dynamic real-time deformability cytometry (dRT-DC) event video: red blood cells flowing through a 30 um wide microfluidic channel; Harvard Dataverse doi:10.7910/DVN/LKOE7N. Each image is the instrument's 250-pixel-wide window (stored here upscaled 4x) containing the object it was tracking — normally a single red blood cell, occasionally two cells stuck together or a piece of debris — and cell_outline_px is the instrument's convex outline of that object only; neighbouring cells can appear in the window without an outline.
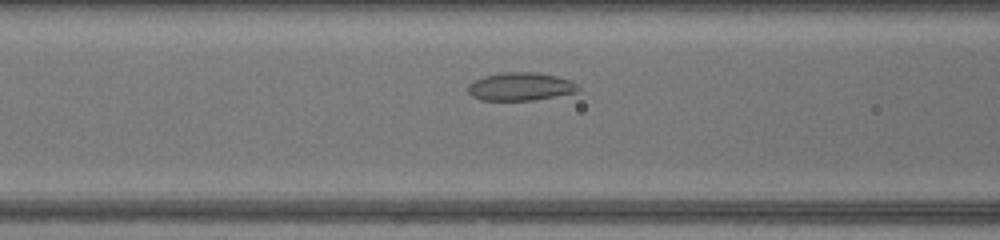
{"species": "common noctule bat (a hibernating species)", "species_latin": "Nyctalus noctula", "temperature_condition": "warm", "stored_images_in_passage": 26, "camera_frame_rate_fps": 3000, "um_per_image_px": 0.085, "animal": {"sex": "female", "body_mass_g": 17.0, "forearm_length_mm": 48.0}, "frame": {"image": 1, "passage_image": 6, "time_ms": 1.667, "image_size_px": [1000, 240], "cell_outline_px": [[580, 88], [576, 92], [532, 100], [480, 100], [472, 96], [468, 92], [468, 84], [484, 76], [504, 72], [536, 72], [556, 76], [572, 80]], "centroid_in_image_um": [44.23, 7.35], "position_along_channel_um": 122.4, "area_um2": 17.92}}
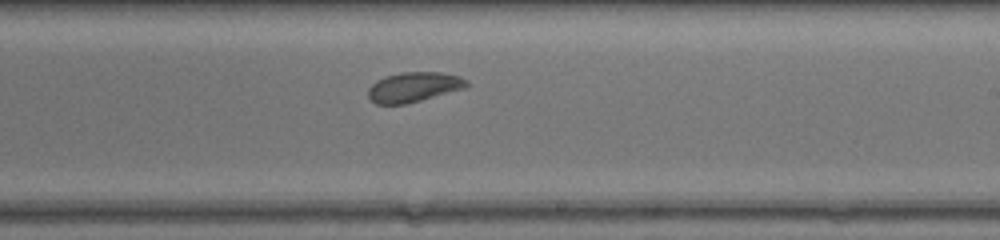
{"frame": {"image": 2, "passage_image": 15, "time_ms": 4.667, "image_size_px": [1000, 240], "cell_outline_px": [[468, 84], [464, 88], [420, 100], [404, 104], [376, 104], [368, 96], [368, 88], [376, 80], [384, 76], [400, 72], [440, 72], [460, 76], [468, 80]], "centroid_in_image_um": [35.14, 7.38], "position_along_channel_um": 253.9, "area_um2": 17.05}}
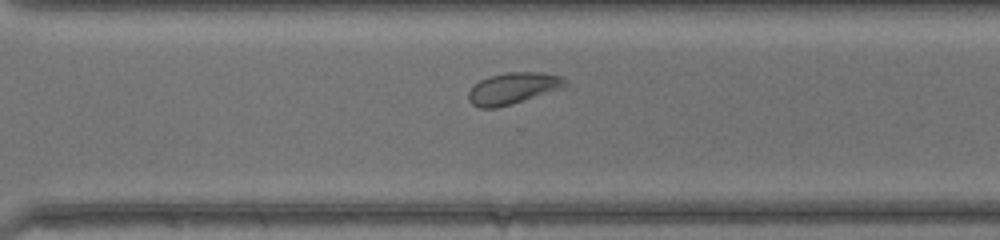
{"frame": {"image": 3, "passage_image": 20, "time_ms": 6.333, "image_size_px": [1000, 240], "cell_outline_px": [[568, 84], [564, 88], [512, 104], [496, 108], [480, 108], [472, 104], [468, 100], [468, 92], [480, 80], [488, 76], [508, 72], [540, 72], [560, 76], [568, 80]], "centroid_in_image_um": [43.63, 7.51], "position_along_channel_um": 327.0, "area_um2": 17.86}, "authors_computed_cell_mechanics": {"area_um2": 17.4845, "velocity_mm_per_s": 4.39, "shape_relaxation_time_tau1_ms": 8.9722, "shape_relaxation_time_tau2_ms": 2.1274, "deformation_change_tau1": 0.1368, "deformation_change_tau2": 0.0615}}